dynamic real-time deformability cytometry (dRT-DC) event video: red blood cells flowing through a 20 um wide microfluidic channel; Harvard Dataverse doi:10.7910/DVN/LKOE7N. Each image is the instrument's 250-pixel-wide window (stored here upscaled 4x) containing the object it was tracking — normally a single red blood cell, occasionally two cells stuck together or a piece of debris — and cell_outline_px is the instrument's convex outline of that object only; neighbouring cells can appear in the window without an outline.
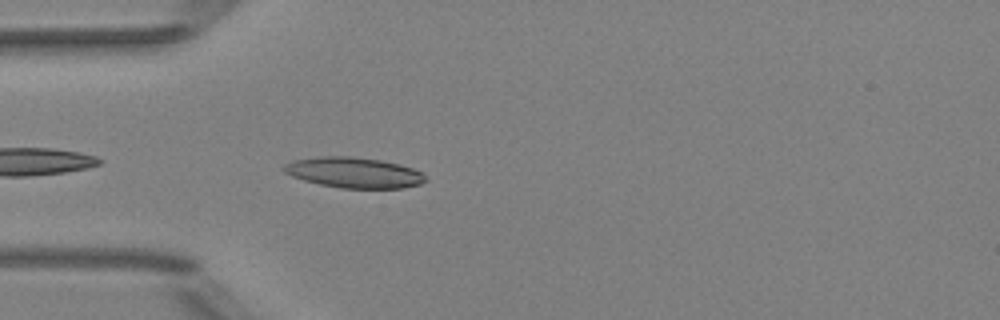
{"species": "Egyptian fruit bat (a non-hibernating species)", "species_latin": "Rousettus aegyptiacus", "temperature_condition": "room temperature", "stored_images_in_passage": 24, "camera_frame_rate_fps": 3000, "um_per_image_px": 0.085, "animal": {"sex": "female"}, "frame": {"image": 1, "passage_image": 2, "time_ms": 0.333, "image_size_px": [1000, 320], "cell_outline_px": [[428, 180], [420, 184], [404, 188], [340, 188], [320, 184], [304, 180], [292, 176], [284, 172], [280, 168], [284, 164], [292, 160], [320, 156], [352, 156], [380, 160], [400, 164], [412, 168], [420, 172]], "centroid_in_image_um": [30.05, 14.66], "position_along_channel_um": 54.9, "area_um2": 25.32}}
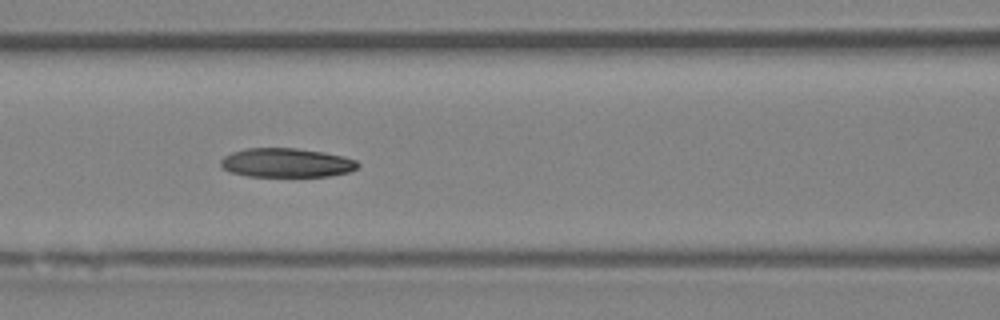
{"frame": {"image": 2, "passage_image": 9, "time_ms": 2.667, "image_size_px": [1000, 320], "cell_outline_px": [[360, 164], [356, 168], [348, 172], [328, 176], [248, 176], [228, 172], [220, 164], [220, 160], [224, 156], [232, 152], [244, 148], [296, 148], [324, 152], [356, 160]], "centroid_in_image_um": [24.31, 13.83], "position_along_channel_um": 142.3, "area_um2": 23.18}}
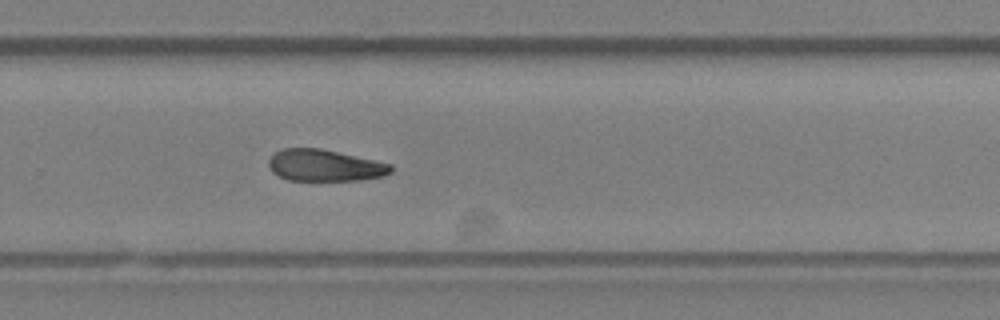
{"frame": {"image": 3, "passage_image": 21, "time_ms": 6.667, "image_size_px": [1000, 320], "cell_outline_px": [[392, 172], [384, 176], [360, 180], [288, 180], [272, 172], [268, 168], [268, 160], [280, 148], [320, 148], [392, 164]], "centroid_in_image_um": [27.59, 14.06], "position_along_channel_um": 302.2, "area_um2": 22.54}}